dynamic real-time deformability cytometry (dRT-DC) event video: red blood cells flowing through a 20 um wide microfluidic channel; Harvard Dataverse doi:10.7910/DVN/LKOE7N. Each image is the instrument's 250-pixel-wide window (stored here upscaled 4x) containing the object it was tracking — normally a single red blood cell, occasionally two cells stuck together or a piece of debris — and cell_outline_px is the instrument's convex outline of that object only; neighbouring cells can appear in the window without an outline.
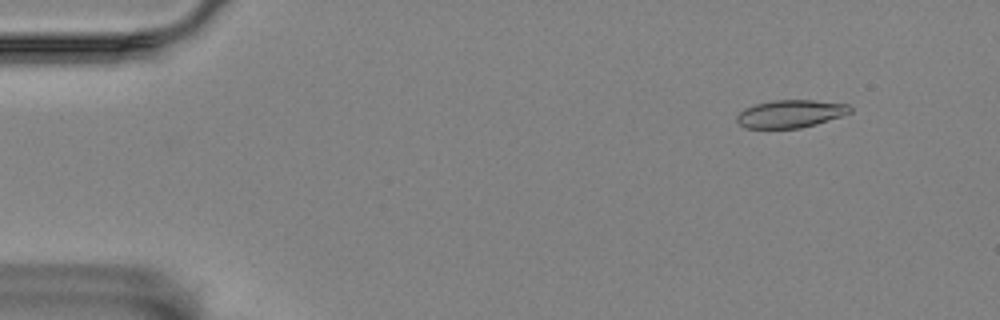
{"species": "Egyptian fruit bat (a non-hibernating species)", "species_latin": "Rousettus aegyptiacus", "temperature_condition": "room temperature", "stored_images_in_passage": 58, "camera_frame_rate_fps": 3000, "um_per_image_px": 0.085, "animal": {"sex": "female"}, "frame": {"image": 1, "passage_image": 6, "time_ms": 1.667, "image_size_px": [1000, 320], "cell_outline_px": [[852, 112], [816, 124], [800, 128], [744, 128], [736, 120], [736, 116], [744, 108], [756, 104], [772, 100], [812, 100], [848, 104], [852, 108]], "centroid_in_image_um": [67.18, 9.67], "position_along_channel_um": 17.8, "area_um2": 18.26}}
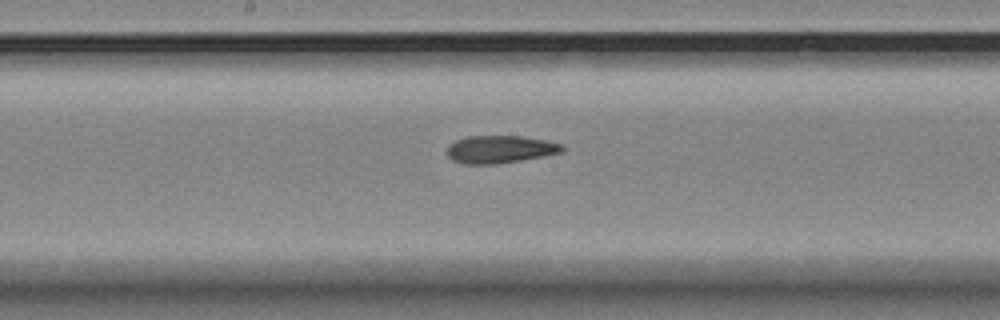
{"frame": {"image": 2, "passage_image": 30, "time_ms": 9.667, "image_size_px": [1000, 320], "cell_outline_px": [[564, 152], [544, 156], [496, 164], [464, 164], [452, 160], [448, 156], [448, 148], [456, 140], [468, 136], [524, 136], [564, 144]], "centroid_in_image_um": [42.55, 12.69], "position_along_channel_um": 205.7, "area_um2": 18.5}}
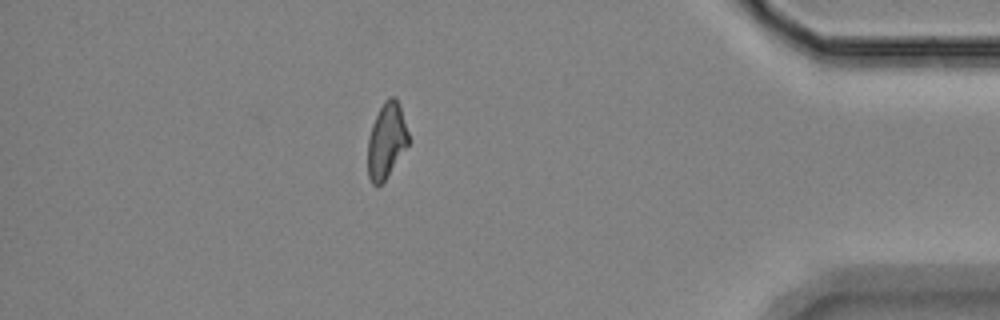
{"frame": {"image": 3, "passage_image": 50, "time_ms": 16.333, "image_size_px": [1000, 320], "cell_outline_px": [[408, 144], [384, 180], [376, 188], [372, 184], [368, 176], [368, 136], [372, 124], [384, 100], [388, 96], [396, 96], [408, 132]], "centroid_in_image_um": [32.82, 11.94], "position_along_channel_um": 402.4, "area_um2": 17.57}, "authors_computed_cell_mechanics": {"area_um2": 18.6116, "velocity_mm_per_s": 3.5297, "shape_relaxation_time_tau1_ms": null, "shape_relaxation_time_tau2_ms": 4.4915, "deformation_change_tau1": null, "deformation_change_tau2": 0.1257}}